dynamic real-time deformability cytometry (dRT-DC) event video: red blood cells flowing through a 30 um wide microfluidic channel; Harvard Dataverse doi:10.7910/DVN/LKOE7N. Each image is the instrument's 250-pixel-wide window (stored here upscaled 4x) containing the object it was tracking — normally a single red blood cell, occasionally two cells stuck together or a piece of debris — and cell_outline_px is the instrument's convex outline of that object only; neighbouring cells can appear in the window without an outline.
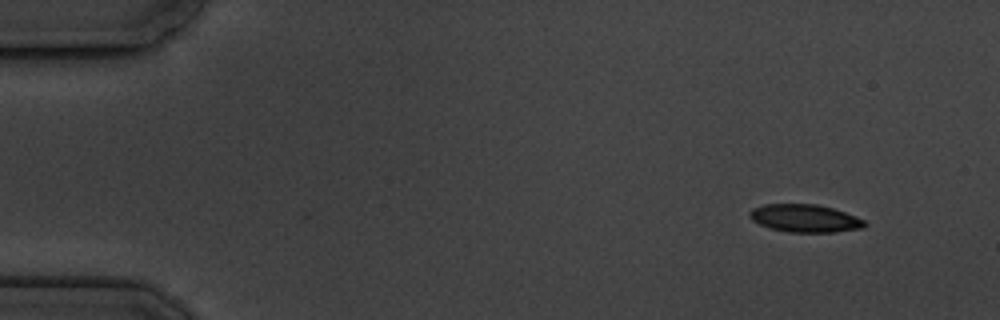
{"species": "common noctule bat (a hibernating species)", "species_latin": "Nyctalus noctula", "temperature_condition": "cold", "stored_images_in_passage": 5, "camera_frame_rate_fps": 3000, "um_per_image_px": 0.085, "animal": {"sex": "male", "body_mass_g": 19.5, "forearm_length_mm": 54.6}, "frame": {"image": 1, "passage_image": 1, "time_ms": 0.0, "image_size_px": [1000, 320], "cell_outline_px": [[868, 224], [864, 228], [836, 232], [788, 232], [768, 228], [752, 220], [748, 216], [748, 212], [752, 208], [764, 204], [816, 204], [832, 208], [856, 216], [864, 220]], "centroid_in_image_um": [68.41, 18.56], "position_along_channel_um": 16.6, "area_um2": 18.79}}
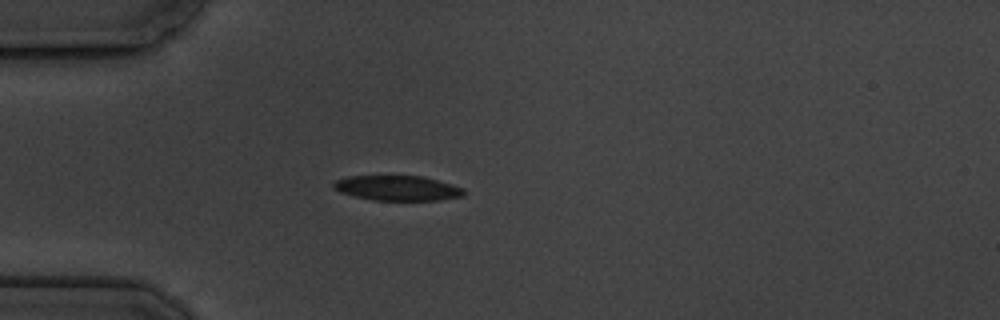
{"frame": {"image": 2, "passage_image": 4, "time_ms": 3.667, "image_size_px": [1000, 320], "cell_outline_px": [[464, 196], [440, 200], [372, 200], [340, 192], [332, 188], [332, 184], [336, 180], [348, 176], [420, 176], [452, 184], [464, 188]], "centroid_in_image_um": [33.78, 15.99], "position_along_channel_um": 51.2, "area_um2": 18.9}}